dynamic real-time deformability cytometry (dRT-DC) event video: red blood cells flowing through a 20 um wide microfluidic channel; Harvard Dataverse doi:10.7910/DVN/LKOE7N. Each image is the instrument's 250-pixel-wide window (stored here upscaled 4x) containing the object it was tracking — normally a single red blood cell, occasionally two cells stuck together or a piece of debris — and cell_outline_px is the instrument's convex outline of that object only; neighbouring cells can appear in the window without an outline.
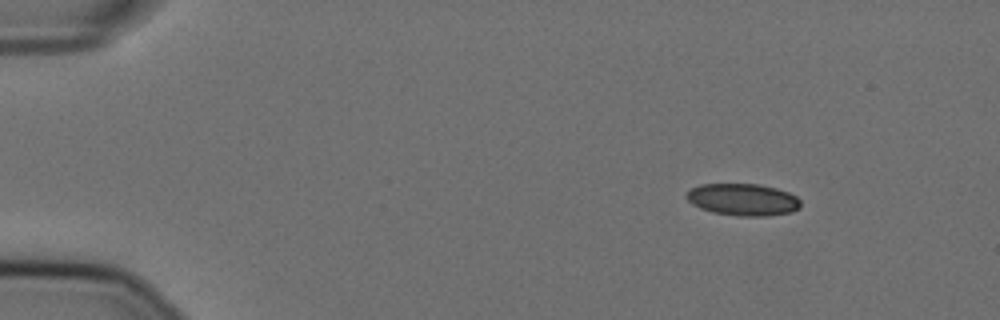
{"species": "Egyptian fruit bat (a non-hibernating species)", "species_latin": "Rousettus aegyptiacus", "temperature_condition": "cold", "stored_images_in_passage": 50, "camera_frame_rate_fps": 3000, "um_per_image_px": 0.085, "animal": {"sex": "female"}, "frame": {"image": 1, "passage_image": 1, "time_ms": 0.0, "image_size_px": [1000, 320], "cell_outline_px": [[800, 208], [792, 212], [768, 216], [736, 216], [712, 212], [700, 208], [692, 204], [684, 196], [692, 188], [700, 184], [760, 184], [776, 188], [788, 192], [796, 196], [800, 200]], "centroid_in_image_um": [63.16, 16.97], "position_along_channel_um": 21.8, "area_um2": 21.44}}
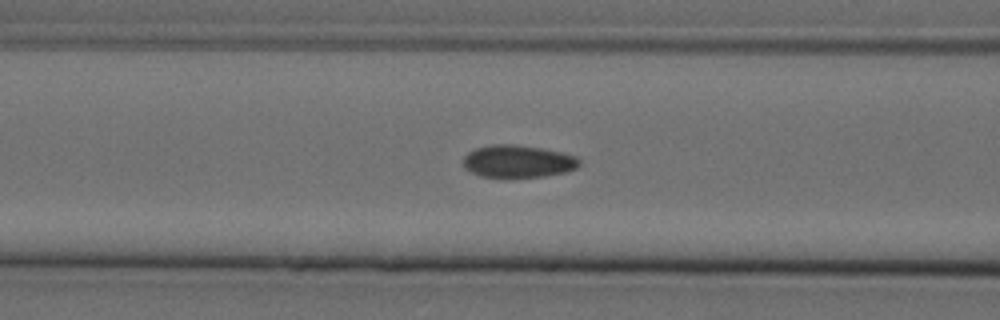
{"frame": {"image": 2, "passage_image": 17, "time_ms": 5.333, "image_size_px": [1000, 320], "cell_outline_px": [[580, 164], [576, 168], [564, 172], [544, 176], [504, 180], [480, 176], [468, 172], [464, 168], [464, 156], [468, 152], [476, 148], [492, 144], [512, 144], [540, 148], [560, 152], [576, 156], [580, 160]], "centroid_in_image_um": [43.97, 13.76], "position_along_channel_um": 122.6, "area_um2": 22.6}}
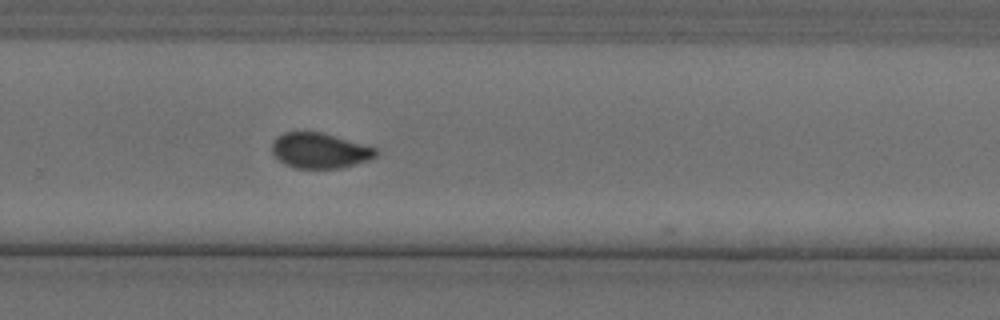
{"frame": {"image": 3, "passage_image": 32, "time_ms": 10.333, "image_size_px": [1000, 320], "cell_outline_px": [[376, 156], [368, 160], [340, 168], [296, 168], [284, 164], [272, 156], [272, 140], [276, 136], [284, 132], [320, 132], [376, 148]], "centroid_in_image_um": [27.1, 12.8], "position_along_channel_um": 302.7, "area_um2": 21.27}, "authors_computed_cell_mechanics": {"area_um2": 22.0507, "velocity_mm_per_s": 3.6092, "shape_relaxation_time_tau1_ms": null, "shape_relaxation_time_tau2_ms": 1.5896, "deformation_change_tau1": null, "deformation_change_tau2": 0.0406}}